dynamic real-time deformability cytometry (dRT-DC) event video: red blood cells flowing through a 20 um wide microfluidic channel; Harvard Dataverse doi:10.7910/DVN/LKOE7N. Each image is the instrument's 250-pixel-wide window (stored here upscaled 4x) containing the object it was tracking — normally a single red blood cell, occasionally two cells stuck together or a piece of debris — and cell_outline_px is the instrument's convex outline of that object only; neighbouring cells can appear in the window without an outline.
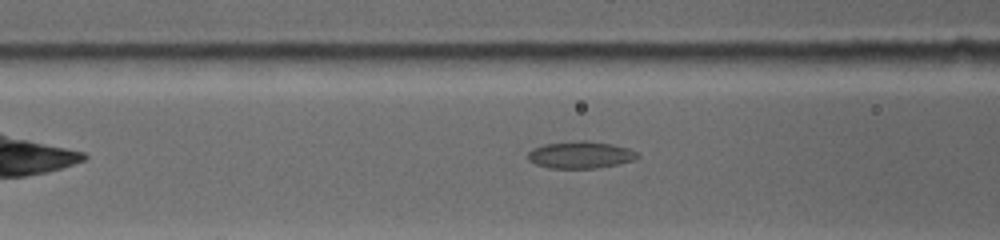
{"species": "common noctule bat (a hibernating species)", "species_latin": "Nyctalus noctula", "temperature_condition": "warm", "stored_images_in_passage": 26, "camera_frame_rate_fps": 4500, "um_per_image_px": 0.085, "animal": {"sex": "female", "body_mass_g": 19.0, "forearm_length_mm": 53.3}, "frame": {"image": 1, "passage_image": 7, "time_ms": 2.667, "image_size_px": [1000, 240], "cell_outline_px": [[640, 156], [636, 160], [596, 168], [548, 168], [536, 164], [528, 160], [528, 152], [532, 148], [544, 144], [576, 140], [584, 140], [612, 144], [628, 148], [636, 152]], "centroid_in_image_um": [49.33, 13.15], "position_along_channel_um": 117.3, "area_um2": 17.34}}
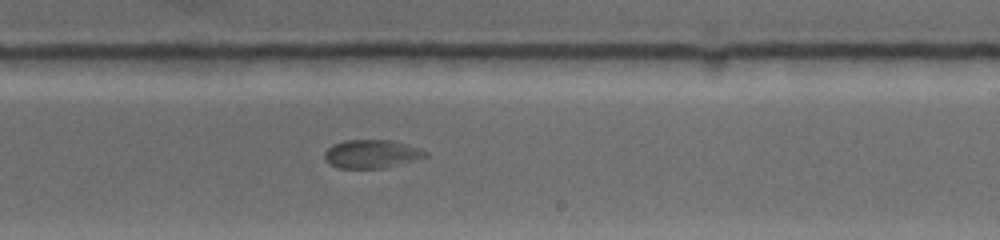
{"frame": {"image": 2, "passage_image": 16, "time_ms": 6.444, "image_size_px": [1000, 240], "cell_outline_px": [[428, 156], [384, 168], [340, 168], [328, 164], [324, 160], [324, 152], [332, 144], [344, 140], [392, 140], [420, 148], [428, 152]], "centroid_in_image_um": [31.55, 13.08], "position_along_channel_um": 257.5, "area_um2": 16.76}}
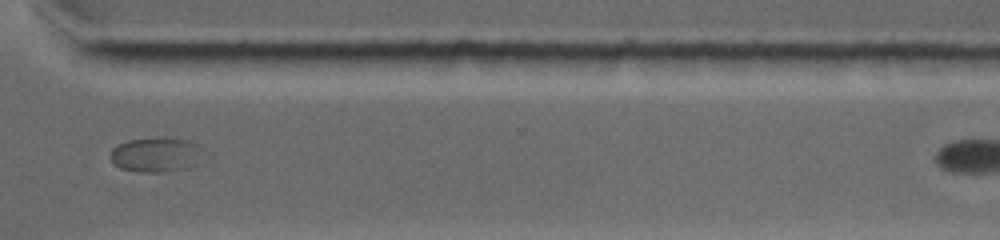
{"frame": {"image": 3, "passage_image": 22, "time_ms": 9.111, "image_size_px": [1000, 240], "cell_outline_px": [[204, 152], [188, 168], [164, 172], [140, 172], [120, 168], [112, 160], [112, 148], [116, 144], [128, 140], [152, 136], [164, 136], [192, 140], [204, 148]], "centroid_in_image_um": [13.28, 13.1], "position_along_channel_um": 357.3, "area_um2": 19.19}}